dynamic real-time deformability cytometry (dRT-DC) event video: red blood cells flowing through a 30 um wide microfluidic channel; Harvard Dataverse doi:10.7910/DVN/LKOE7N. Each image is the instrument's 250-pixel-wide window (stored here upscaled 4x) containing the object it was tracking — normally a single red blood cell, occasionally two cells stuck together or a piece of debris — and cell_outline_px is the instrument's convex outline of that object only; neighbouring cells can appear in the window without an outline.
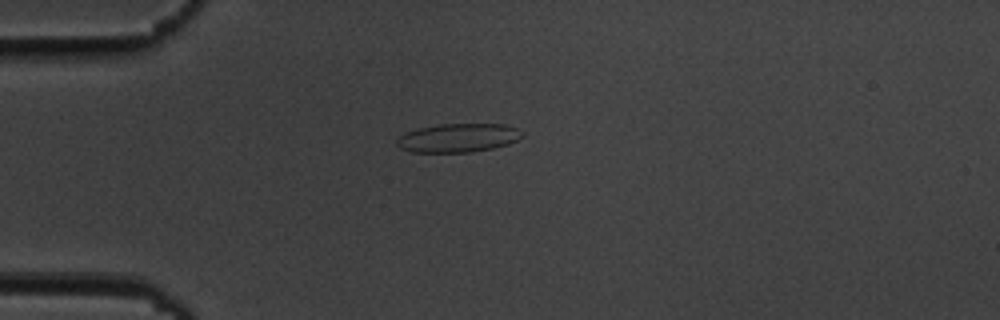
{"species": "common noctule bat (a hibernating species)", "species_latin": "Nyctalus noctula", "temperature_condition": "cold", "stored_images_in_passage": 42, "camera_frame_rate_fps": 3000, "um_per_image_px": 0.085, "animal": {"sex": "male", "body_mass_g": 19.5, "forearm_length_mm": 54.6}, "frame": {"image": 1, "passage_image": 2, "time_ms": 0.333, "image_size_px": [1000, 320], "cell_outline_px": [[524, 136], [508, 144], [492, 148], [472, 152], [412, 152], [400, 148], [396, 144], [396, 140], [404, 132], [420, 128], [440, 124], [504, 124], [516, 128], [524, 132]], "centroid_in_image_um": [38.94, 11.72], "position_along_channel_um": 46.1, "area_um2": 20.98}}
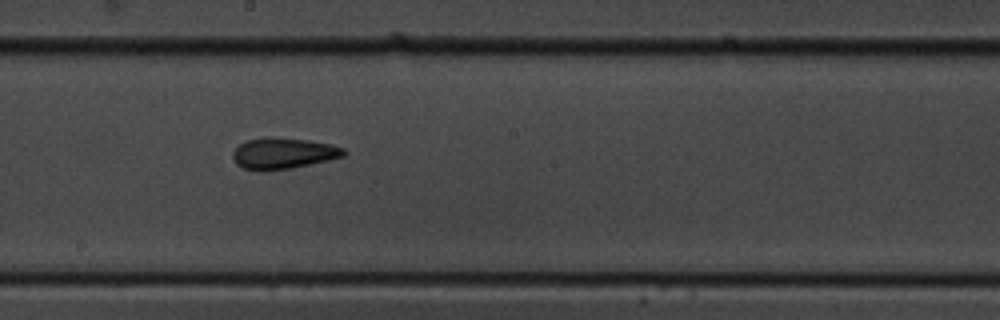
{"frame": {"image": 2, "passage_image": 18, "time_ms": 5.667, "image_size_px": [1000, 320], "cell_outline_px": [[344, 156], [328, 160], [288, 168], [244, 168], [236, 164], [232, 156], [232, 152], [240, 144], [248, 140], [308, 140], [328, 144], [344, 148]], "centroid_in_image_um": [24.1, 13.04], "position_along_channel_um": 224.1, "area_um2": 18.44}}
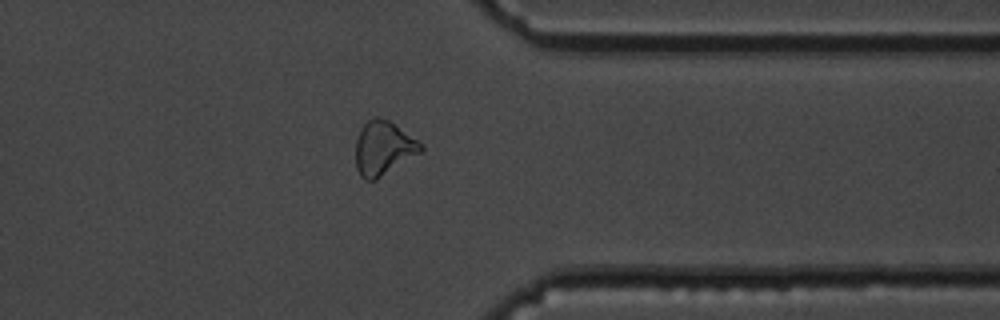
{"frame": {"image": 3, "passage_image": 31, "time_ms": 10.0, "image_size_px": [1000, 320], "cell_outline_px": [[424, 148], [420, 152], [376, 180], [364, 180], [360, 176], [356, 168], [356, 140], [360, 128], [368, 120], [376, 116], [388, 120], [424, 144]], "centroid_in_image_um": [32.57, 12.59], "position_along_channel_um": 378.8, "area_um2": 20.4}, "authors_computed_cell_mechanics": {"area_um2": 19.8543, "velocity_mm_per_s": 3.6886, "shape_relaxation_time_tau1_ms": null, "shape_relaxation_time_tau2_ms": 3.787, "deformation_change_tau1": null, "deformation_change_tau2": 0.1019}}